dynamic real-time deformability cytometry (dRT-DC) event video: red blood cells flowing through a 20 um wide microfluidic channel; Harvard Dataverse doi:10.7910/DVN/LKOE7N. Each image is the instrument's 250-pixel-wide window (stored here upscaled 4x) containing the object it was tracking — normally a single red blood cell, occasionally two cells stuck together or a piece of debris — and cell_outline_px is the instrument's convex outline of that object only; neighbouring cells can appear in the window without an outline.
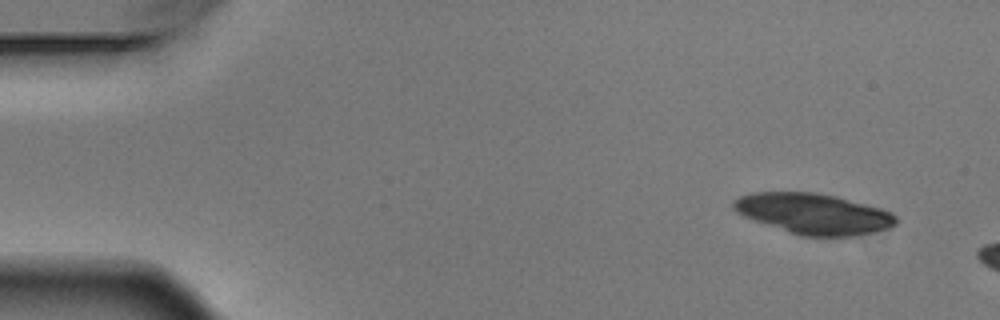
{"species": "Egyptian fruit bat (a non-hibernating species)", "species_latin": "Rousettus aegyptiacus", "temperature_condition": "warm", "stored_images_in_passage": 3, "camera_frame_rate_fps": 3000, "um_per_image_px": 0.085, "animal": {"sex": "male"}, "frame": {"image": 1, "passage_image": 1, "time_ms": 0.0, "image_size_px": [1000, 320], "cell_outline_px": [[896, 224], [888, 228], [852, 236], [800, 236], [744, 216], [736, 212], [732, 208], [732, 204], [740, 196], [752, 192], [816, 192], [836, 196], [880, 208], [892, 212], [896, 216]], "centroid_in_image_um": [69.14, 18.16], "position_along_channel_um": 15.9, "area_um2": 38.15}}